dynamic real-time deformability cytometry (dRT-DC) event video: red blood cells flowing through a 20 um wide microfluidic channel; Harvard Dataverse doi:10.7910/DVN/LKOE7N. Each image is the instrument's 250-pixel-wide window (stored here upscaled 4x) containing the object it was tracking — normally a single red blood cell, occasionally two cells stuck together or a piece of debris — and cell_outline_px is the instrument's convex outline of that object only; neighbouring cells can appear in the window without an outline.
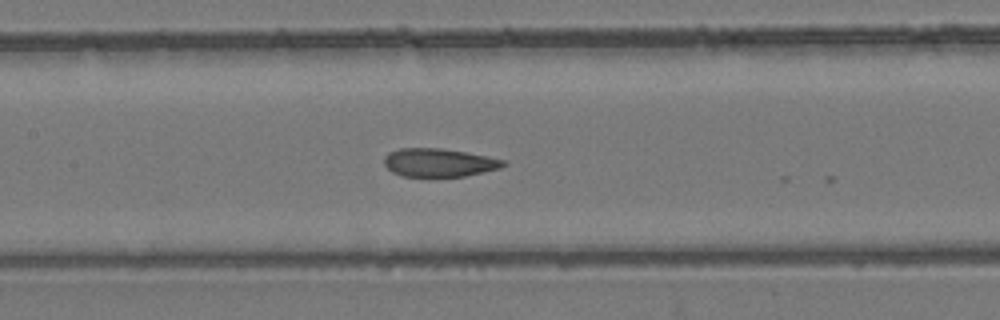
{"species": "common noctule bat (a hibernating species)", "species_latin": "Nyctalus noctula", "temperature_condition": "room temperature", "stored_images_in_passage": 7, "camera_frame_rate_fps": 3000, "um_per_image_px": 0.085, "animal": {"sex": "female", "body_mass_g": 24.6, "forearm_length_mm": 56.2}, "frame": {"image": 1, "passage_image": 6, "time_ms": 1.667, "image_size_px": [1000, 320], "cell_outline_px": [[508, 164], [500, 168], [464, 176], [404, 176], [392, 172], [384, 164], [384, 156], [388, 152], [400, 148], [440, 148], [464, 152], [504, 160]], "centroid_in_image_um": [37.27, 13.81], "position_along_channel_um": 170.1, "area_um2": 19.42}}